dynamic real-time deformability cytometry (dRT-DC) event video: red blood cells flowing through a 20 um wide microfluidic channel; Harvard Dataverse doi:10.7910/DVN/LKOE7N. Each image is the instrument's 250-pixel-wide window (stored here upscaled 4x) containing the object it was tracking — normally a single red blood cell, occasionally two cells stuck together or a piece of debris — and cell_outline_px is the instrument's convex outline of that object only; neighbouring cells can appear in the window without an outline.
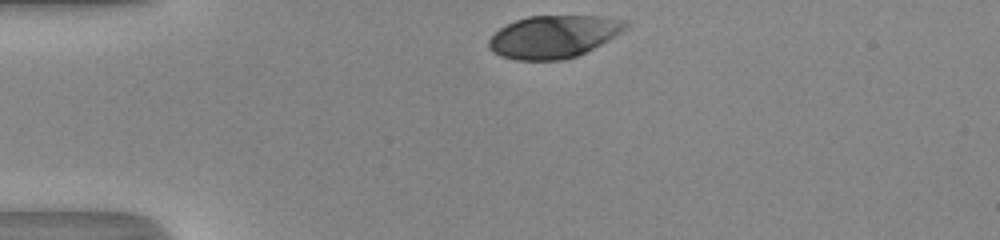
{"species": "human", "species_latin": "Homo sapiens", "temperature_condition": "room temperature", "stored_images_in_passage": 30, "camera_frame_rate_fps": 3000, "um_per_image_px": 0.085, "donor": {"sex": "male"}, "frame": {"image": 1, "passage_image": 1, "time_ms": 0.0, "image_size_px": [1000, 240], "cell_outline_px": [[628, 24], [620, 32], [608, 40], [576, 56], [560, 60], [516, 60], [500, 56], [492, 52], [488, 48], [488, 40], [500, 28], [516, 20], [528, 16], [600, 16], [628, 20]], "centroid_in_image_um": [47.02, 3.11], "position_along_channel_um": 38.0, "area_um2": 33.64}}
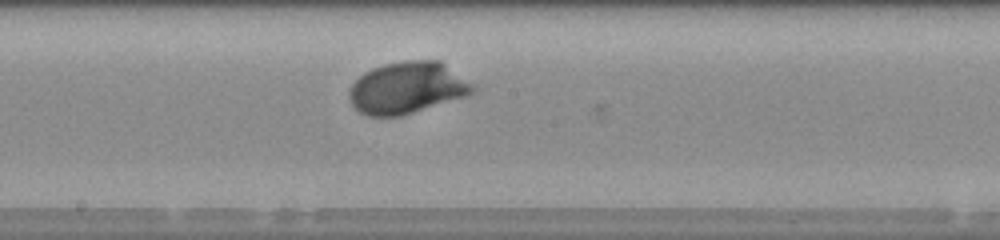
{"frame": {"image": 2, "passage_image": 17, "time_ms": 5.333, "image_size_px": [1000, 240], "cell_outline_px": [[476, 92], [464, 96], [400, 116], [368, 116], [360, 112], [348, 100], [348, 92], [352, 84], [364, 72], [372, 68], [384, 64], [408, 60], [440, 60], [472, 84], [476, 88]], "centroid_in_image_um": [34.58, 7.45], "position_along_channel_um": 213.6, "area_um2": 36.93}}
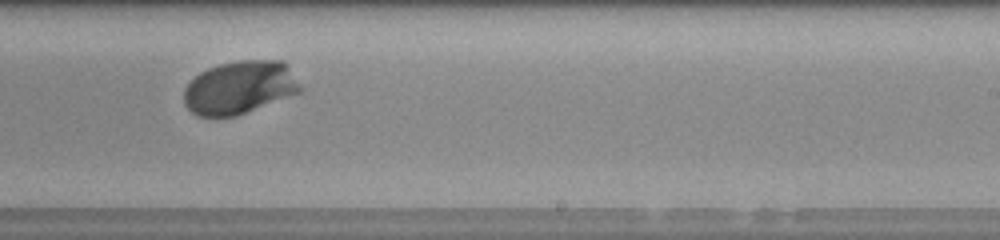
{"frame": {"image": 3, "passage_image": 21, "time_ms": 6.667, "image_size_px": [1000, 240], "cell_outline_px": [[300, 92], [236, 116], [196, 116], [184, 104], [184, 88], [200, 72], [208, 68], [220, 64], [240, 60], [284, 60], [300, 88]], "centroid_in_image_um": [20.33, 7.43], "position_along_channel_um": 268.7, "area_um2": 35.55}, "authors_computed_cell_mechanics": {"area_um2": 36.0094, "velocity_mm_per_s": 4.1382, "shape_relaxation_time_tau1_ms": 2.0734, "shape_relaxation_time_tau2_ms": null, "deformation_change_tau1": 0.176, "deformation_change_tau2": null}}